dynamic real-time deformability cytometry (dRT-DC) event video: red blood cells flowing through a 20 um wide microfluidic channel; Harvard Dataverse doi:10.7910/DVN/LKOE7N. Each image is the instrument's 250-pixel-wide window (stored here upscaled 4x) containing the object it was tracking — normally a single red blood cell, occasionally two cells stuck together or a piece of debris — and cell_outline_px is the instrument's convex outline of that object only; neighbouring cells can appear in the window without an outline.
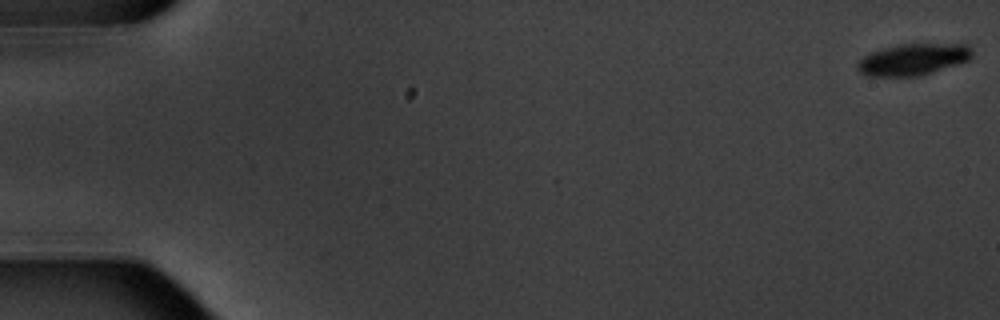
{"species": "common noctule bat (a hibernating species)", "species_latin": "Nyctalus noctula", "temperature_condition": "warm", "stored_images_in_passage": 7, "camera_frame_rate_fps": 3000, "um_per_image_px": 0.085, "animal": {"sex": "male", "body_mass_g": 20.1, "forearm_length_mm": 53.5}, "frame": {"image": 1, "passage_image": 1, "time_ms": 0.0, "image_size_px": [1000, 320], "cell_outline_px": [[972, 56], [968, 60], [932, 72], [916, 76], [868, 76], [860, 72], [856, 68], [856, 64], [864, 56], [872, 52], [884, 48], [900, 44], [968, 44], [972, 48]], "centroid_in_image_um": [77.6, 5.05], "position_along_channel_um": 7.4, "area_um2": 20.87}}
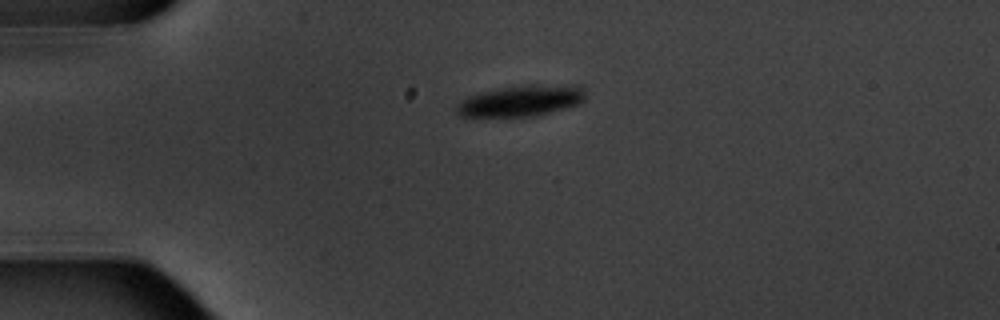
{"frame": {"image": 2, "passage_image": 5, "time_ms": 4.667, "image_size_px": [1000, 320], "cell_outline_px": [[584, 100], [580, 104], [536, 116], [464, 120], [456, 112], [456, 104], [468, 96], [480, 92], [528, 84], [580, 84], [584, 92]], "centroid_in_image_um": [44.21, 8.61], "position_along_channel_um": 40.8, "area_um2": 24.57}}
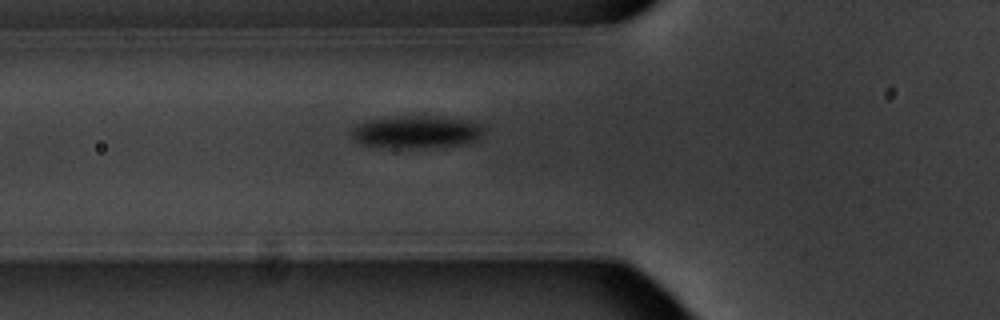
{"frame": {"image": 3, "passage_image": 7, "time_ms": 7.0, "image_size_px": [1000, 320], "cell_outline_px": [[484, 132], [480, 136], [464, 144], [412, 148], [396, 148], [360, 144], [348, 132], [352, 128], [364, 120], [404, 116], [440, 116], [468, 120], [480, 124], [484, 128]], "centroid_in_image_um": [35.35, 11.2], "position_along_channel_um": 90.4, "area_um2": 25.09}}